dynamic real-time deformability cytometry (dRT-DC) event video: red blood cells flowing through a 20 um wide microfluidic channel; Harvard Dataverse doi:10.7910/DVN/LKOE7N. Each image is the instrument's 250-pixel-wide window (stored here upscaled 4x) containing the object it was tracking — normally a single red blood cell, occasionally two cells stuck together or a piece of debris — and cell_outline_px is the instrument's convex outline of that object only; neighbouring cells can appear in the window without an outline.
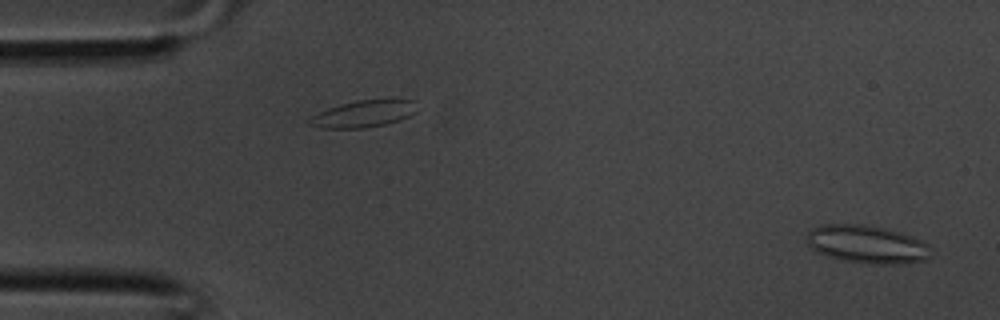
{"species": "common noctule bat (a hibernating species)", "species_latin": "Nyctalus noctula", "temperature_condition": "room temperature", "stored_images_in_passage": 35, "camera_frame_rate_fps": 3000, "um_per_image_px": 0.085, "animal": {"sex": "male", "body_mass_g": 20.1, "forearm_length_mm": 53.5}, "frame": {"image": 1, "passage_image": 1, "time_ms": 0.0, "image_size_px": [1000, 320], "cell_outline_px": [[928, 256], [924, 260], [904, 264], [876, 264], [844, 260], [828, 256], [812, 248], [808, 244], [808, 232], [812, 228], [820, 224], [864, 224], [884, 228], [900, 232], [912, 236], [928, 244]], "centroid_in_image_um": [73.68, 20.75], "position_along_channel_um": 11.3, "area_um2": 27.17}}
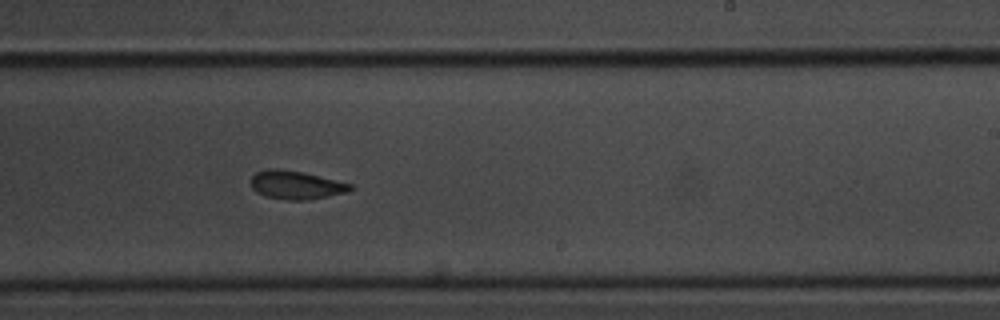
{"frame": {"image": 2, "passage_image": 21, "time_ms": 6.667, "image_size_px": [1000, 320], "cell_outline_px": [[356, 188], [348, 192], [308, 200], [284, 200], [264, 196], [256, 192], [252, 188], [252, 176], [256, 172], [268, 168], [276, 168], [304, 172], [352, 184]], "centroid_in_image_um": [25.18, 15.73], "position_along_channel_um": 263.8, "area_um2": 16.65}}
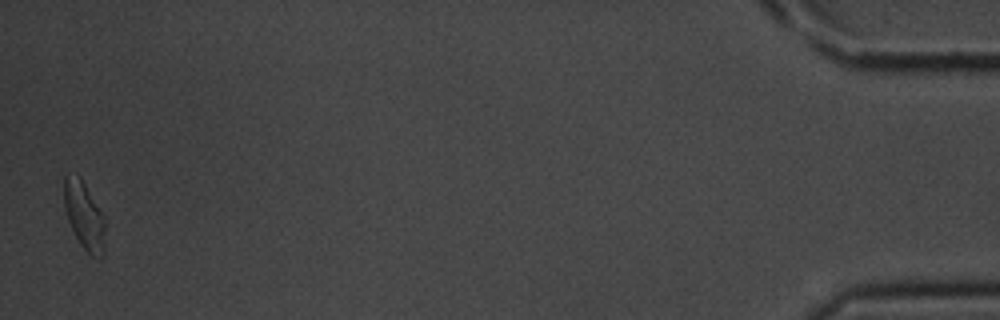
{"frame": {"image": 3, "passage_image": 35, "time_ms": 11.333, "image_size_px": [1000, 320], "cell_outline_px": [[104, 256], [100, 260], [92, 256], [80, 244], [68, 220], [64, 208], [64, 176], [80, 176], [104, 216]], "centroid_in_image_um": [7.17, 18.37], "position_along_channel_um": 428.0, "area_um2": 16.01}}